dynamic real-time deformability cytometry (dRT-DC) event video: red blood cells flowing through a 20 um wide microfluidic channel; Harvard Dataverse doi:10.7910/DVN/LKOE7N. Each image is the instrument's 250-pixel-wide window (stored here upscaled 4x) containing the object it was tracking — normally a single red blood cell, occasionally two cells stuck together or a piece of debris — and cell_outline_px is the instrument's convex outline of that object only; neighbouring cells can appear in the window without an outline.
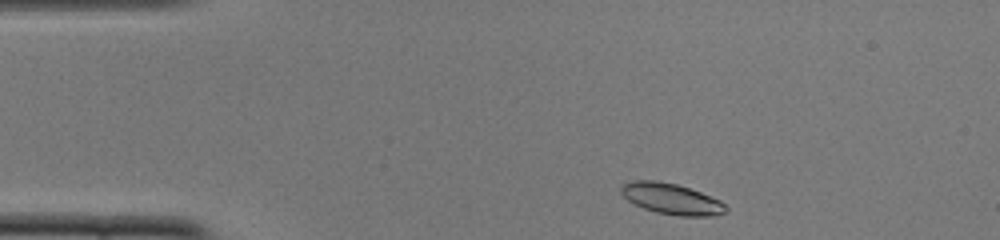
{"species": "common noctule bat (a hibernating species)", "species_latin": "Nyctalus noctula", "temperature_condition": "cold", "stored_images_in_passage": 44, "camera_frame_rate_fps": 3000, "um_per_image_px": 0.085, "animal": {"sex": "female", "body_mass_g": 22.0, "forearm_length_mm": 56.7}, "frame": {"image": 1, "passage_image": 1, "time_ms": 0.0, "image_size_px": [1000, 240], "cell_outline_px": [[728, 212], [716, 216], [680, 216], [656, 212], [644, 208], [628, 200], [620, 192], [620, 188], [624, 184], [632, 180], [656, 180], [676, 184], [700, 192], [720, 200], [728, 208]], "centroid_in_image_um": [57.1, 16.91], "position_along_channel_um": 27.9, "area_um2": 18.84}}
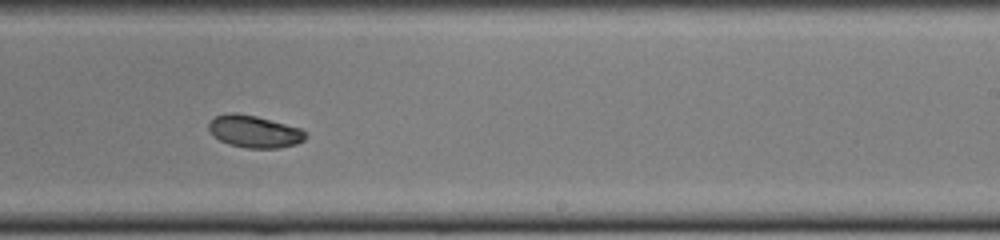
{"frame": {"image": 2, "passage_image": 24, "time_ms": 7.667, "image_size_px": [1000, 240], "cell_outline_px": [[308, 136], [304, 140], [296, 144], [280, 148], [244, 148], [228, 144], [220, 140], [208, 128], [208, 120], [216, 116], [228, 112], [236, 112], [256, 116], [300, 128]], "centroid_in_image_um": [21.6, 11.18], "position_along_channel_um": 267.4, "area_um2": 18.21}}
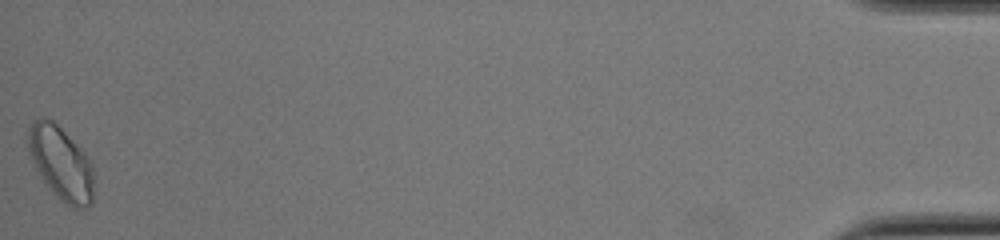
{"frame": {"image": 3, "passage_image": 44, "time_ms": 14.333, "image_size_px": [1000, 240], "cell_outline_px": [[92, 200], [88, 208], [72, 208], [56, 196], [36, 172], [28, 152], [28, 128], [40, 116], [44, 116], [52, 120], [88, 156], [92, 164]], "centroid_in_image_um": [5.15, 13.88], "position_along_channel_um": 430.0, "area_um2": 27.98}, "authors_computed_cell_mechanics": {"area_um2": 18.6405, "velocity_mm_per_s": 3.8689, "shape_relaxation_time_tau1_ms": 3.1455, "shape_relaxation_time_tau2_ms": null, "deformation_change_tau1": 0.1354, "deformation_change_tau2": null}}